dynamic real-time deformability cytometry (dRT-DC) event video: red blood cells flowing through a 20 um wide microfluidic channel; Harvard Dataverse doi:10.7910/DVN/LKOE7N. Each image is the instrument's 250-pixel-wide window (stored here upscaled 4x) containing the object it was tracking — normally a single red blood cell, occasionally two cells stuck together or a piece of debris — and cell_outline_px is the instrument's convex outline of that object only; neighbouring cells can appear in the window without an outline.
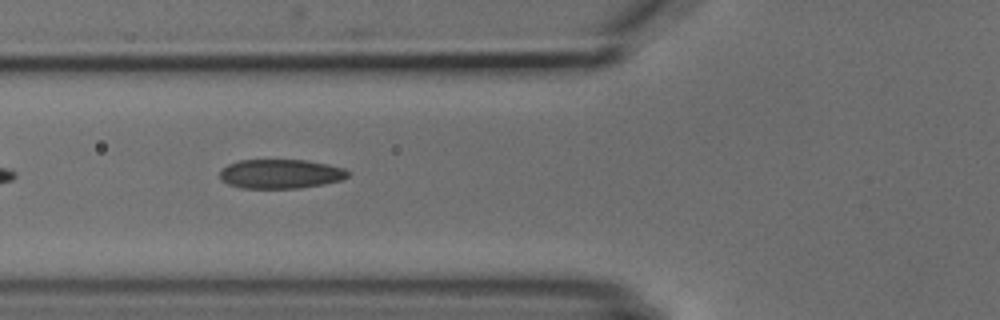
{"species": "common noctule bat (a hibernating species)", "species_latin": "Nyctalus noctula", "temperature_condition": "cold", "stored_images_in_passage": 3, "camera_frame_rate_fps": 3000, "um_per_image_px": 0.085, "animal": {"sex": "male", "body_mass_g": 18.8}, "frame": {"image": 1, "passage_image": 2, "time_ms": 1.333, "image_size_px": [1000, 320], "cell_outline_px": [[348, 176], [340, 180], [324, 184], [300, 188], [240, 188], [228, 184], [220, 176], [220, 172], [228, 164], [240, 160], [308, 160], [328, 164], [344, 168], [348, 172]], "centroid_in_image_um": [23.86, 14.78], "position_along_channel_um": 101.9, "area_um2": 21.73}}
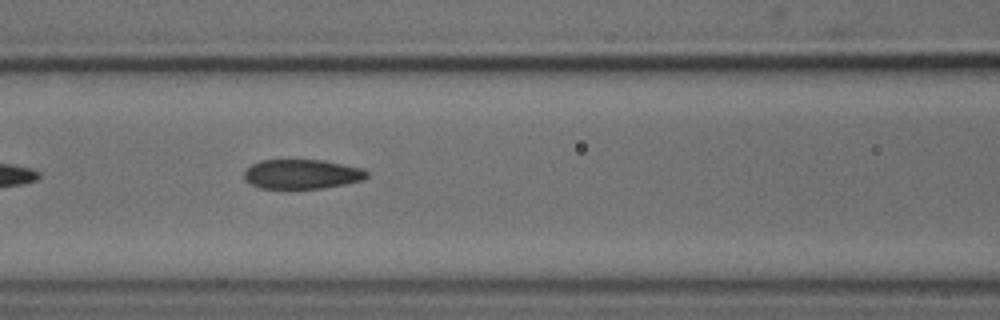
{"frame": {"image": 2, "passage_image": 3, "time_ms": 2.333, "image_size_px": [1000, 320], "cell_outline_px": [[368, 176], [364, 180], [344, 184], [320, 188], [260, 188], [244, 180], [244, 172], [252, 164], [260, 160], [324, 160], [364, 168], [368, 172]], "centroid_in_image_um": [25.69, 14.79], "position_along_channel_um": 140.9, "area_um2": 21.1}}